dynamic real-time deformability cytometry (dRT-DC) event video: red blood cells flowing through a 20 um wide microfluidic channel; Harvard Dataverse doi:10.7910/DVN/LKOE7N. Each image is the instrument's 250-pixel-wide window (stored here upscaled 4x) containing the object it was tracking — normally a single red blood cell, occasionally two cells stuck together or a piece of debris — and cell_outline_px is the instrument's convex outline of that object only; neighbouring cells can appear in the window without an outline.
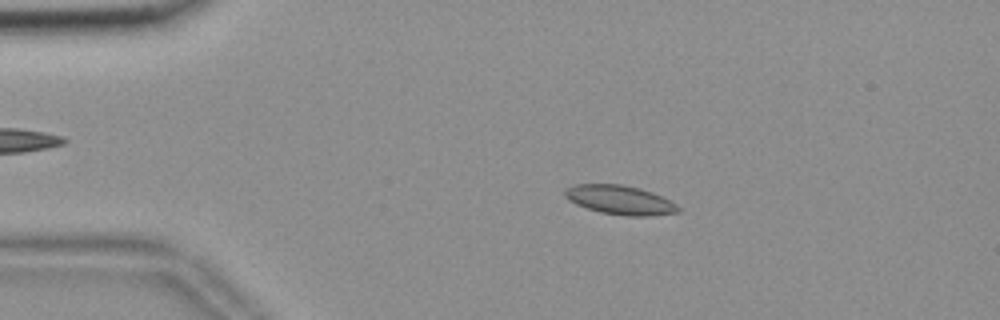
{"species": "common noctule bat (a hibernating species)", "species_latin": "Nyctalus noctula", "temperature_condition": "room temperature", "stored_images_in_passage": 55, "camera_frame_rate_fps": 3000, "um_per_image_px": 0.085, "animal": {"sex": "female", "body_mass_g": 18.4}, "frame": {"image": 1, "passage_image": 11, "time_ms": 3.333, "image_size_px": [1000, 320], "cell_outline_px": [[680, 212], [648, 216], [624, 216], [600, 212], [576, 204], [568, 200], [564, 196], [564, 192], [568, 188], [576, 184], [620, 184], [640, 188], [652, 192], [676, 204], [680, 208]], "centroid_in_image_um": [52.69, 17.0], "position_along_channel_um": 32.3, "area_um2": 19.13}}
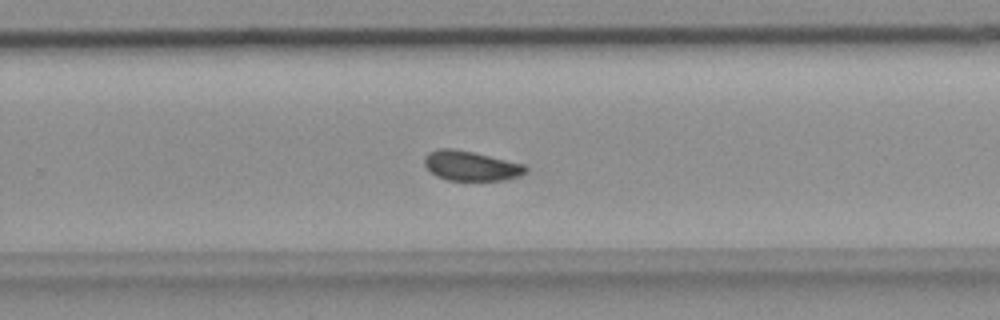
{"frame": {"image": 2, "passage_image": 36, "time_ms": 11.667, "image_size_px": [1000, 320], "cell_outline_px": [[528, 172], [520, 176], [504, 180], [448, 180], [436, 176], [424, 164], [424, 156], [428, 152], [436, 148], [452, 148], [472, 152], [524, 164], [528, 168]], "centroid_in_image_um": [40.03, 14.09], "position_along_channel_um": 289.8, "area_um2": 17.57}}
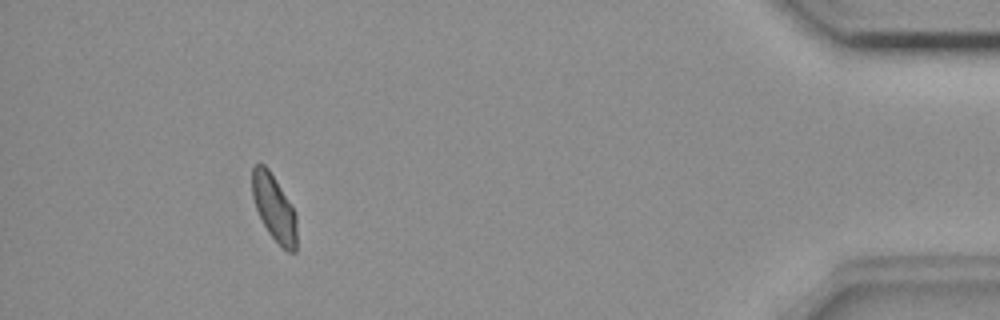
{"frame": {"image": 3, "passage_image": 51, "time_ms": 16.667, "image_size_px": [1000, 320], "cell_outline_px": [[296, 252], [288, 252], [268, 232], [256, 208], [252, 196], [252, 168], [256, 164], [264, 164], [268, 168], [276, 180], [296, 212]], "centroid_in_image_um": [23.3, 17.65], "position_along_channel_um": 411.9, "area_um2": 16.99}, "authors_computed_cell_mechanics": {"area_um2": 18.2648, "velocity_mm_per_s": 3.6611, "shape_relaxation_time_tau1_ms": null, "shape_relaxation_time_tau2_ms": 6.2066, "deformation_change_tau1": null, "deformation_change_tau2": 0.0618}}